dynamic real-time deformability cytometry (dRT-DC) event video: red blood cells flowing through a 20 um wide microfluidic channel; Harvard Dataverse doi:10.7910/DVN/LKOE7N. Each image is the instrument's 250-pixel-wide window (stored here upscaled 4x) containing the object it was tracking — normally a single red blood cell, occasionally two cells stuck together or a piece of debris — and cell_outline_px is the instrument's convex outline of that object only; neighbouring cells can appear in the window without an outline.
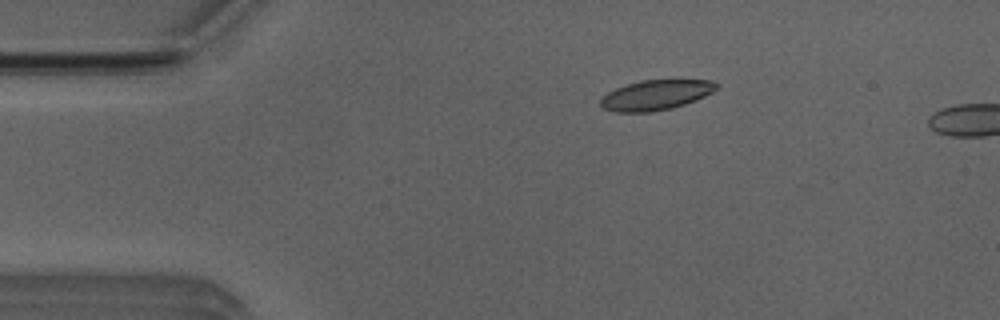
{"species": "Egyptian fruit bat (a non-hibernating species)", "species_latin": "Rousettus aegyptiacus", "temperature_condition": "room temperature", "stored_images_in_passage": 9, "camera_frame_rate_fps": 3000, "um_per_image_px": 0.085, "animal": {"sex": "male"}, "frame": {"image": 1, "passage_image": 6, "time_ms": 1.667, "image_size_px": [1000, 320], "cell_outline_px": [[720, 88], [696, 100], [672, 108], [652, 112], [616, 112], [600, 108], [600, 100], [608, 92], [616, 88], [640, 80], [672, 76], [680, 76], [712, 80], [720, 84]], "centroid_in_image_um": [55.86, 8.0], "position_along_channel_um": 29.1, "area_um2": 21.56}}